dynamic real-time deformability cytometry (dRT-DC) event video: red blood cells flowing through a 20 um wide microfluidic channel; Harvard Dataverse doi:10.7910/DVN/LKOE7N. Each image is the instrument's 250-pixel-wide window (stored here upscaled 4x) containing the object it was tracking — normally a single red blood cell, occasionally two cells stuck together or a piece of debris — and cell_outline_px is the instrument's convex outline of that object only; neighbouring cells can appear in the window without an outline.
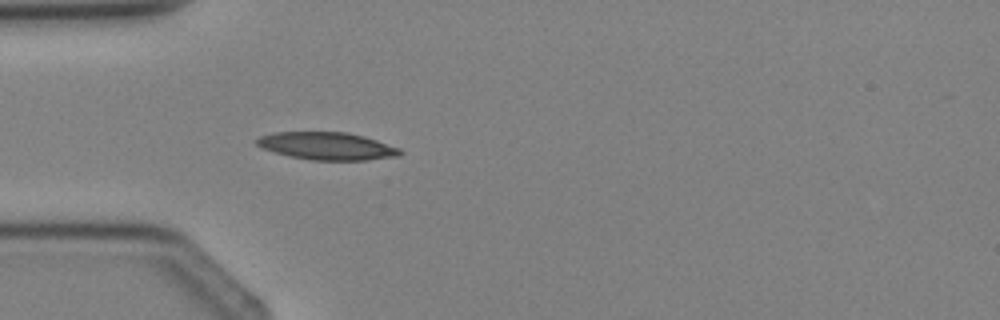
{"species": "Egyptian fruit bat (a non-hibernating species)", "species_latin": "Rousettus aegyptiacus", "temperature_condition": "cold", "stored_images_in_passage": 2, "camera_frame_rate_fps": 3000, "um_per_image_px": 0.085, "animal": {"sex": "female"}, "frame": {"image": 1, "passage_image": 2, "time_ms": 1.0, "image_size_px": [1000, 320], "cell_outline_px": [[404, 152], [400, 156], [368, 160], [312, 160], [292, 156], [276, 152], [264, 148], [256, 144], [252, 140], [260, 136], [276, 132], [348, 132], [364, 136], [400, 148]], "centroid_in_image_um": [27.83, 12.41], "position_along_channel_um": 57.2, "area_um2": 23.0}}